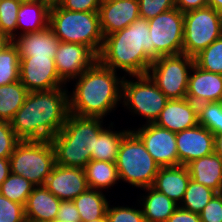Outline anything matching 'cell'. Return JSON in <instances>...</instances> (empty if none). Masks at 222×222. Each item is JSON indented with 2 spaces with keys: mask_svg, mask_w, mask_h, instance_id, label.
<instances>
[{
  "mask_svg": "<svg viewBox=\"0 0 222 222\" xmlns=\"http://www.w3.org/2000/svg\"><path fill=\"white\" fill-rule=\"evenodd\" d=\"M29 92L11 126L20 140H50L64 126L69 114L66 89Z\"/></svg>",
  "mask_w": 222,
  "mask_h": 222,
  "instance_id": "obj_1",
  "label": "cell"
},
{
  "mask_svg": "<svg viewBox=\"0 0 222 222\" xmlns=\"http://www.w3.org/2000/svg\"><path fill=\"white\" fill-rule=\"evenodd\" d=\"M159 57L150 44L148 20L139 17L123 30L104 37L98 61L115 72L122 69L137 76L147 74Z\"/></svg>",
  "mask_w": 222,
  "mask_h": 222,
  "instance_id": "obj_2",
  "label": "cell"
},
{
  "mask_svg": "<svg viewBox=\"0 0 222 222\" xmlns=\"http://www.w3.org/2000/svg\"><path fill=\"white\" fill-rule=\"evenodd\" d=\"M97 61L76 79L69 96V113L79 117L103 119L122 100V78Z\"/></svg>",
  "mask_w": 222,
  "mask_h": 222,
  "instance_id": "obj_3",
  "label": "cell"
},
{
  "mask_svg": "<svg viewBox=\"0 0 222 222\" xmlns=\"http://www.w3.org/2000/svg\"><path fill=\"white\" fill-rule=\"evenodd\" d=\"M101 118L79 117L69 113L64 126L50 139L59 166L85 168L95 150Z\"/></svg>",
  "mask_w": 222,
  "mask_h": 222,
  "instance_id": "obj_4",
  "label": "cell"
},
{
  "mask_svg": "<svg viewBox=\"0 0 222 222\" xmlns=\"http://www.w3.org/2000/svg\"><path fill=\"white\" fill-rule=\"evenodd\" d=\"M49 26L60 42L87 45L99 55L104 42L99 11H69L53 2L49 10Z\"/></svg>",
  "mask_w": 222,
  "mask_h": 222,
  "instance_id": "obj_5",
  "label": "cell"
},
{
  "mask_svg": "<svg viewBox=\"0 0 222 222\" xmlns=\"http://www.w3.org/2000/svg\"><path fill=\"white\" fill-rule=\"evenodd\" d=\"M119 180L137 188L153 185L160 166L147 152L141 139L130 130L122 139L116 159Z\"/></svg>",
  "mask_w": 222,
  "mask_h": 222,
  "instance_id": "obj_6",
  "label": "cell"
},
{
  "mask_svg": "<svg viewBox=\"0 0 222 222\" xmlns=\"http://www.w3.org/2000/svg\"><path fill=\"white\" fill-rule=\"evenodd\" d=\"M9 160L11 173L44 186L55 165V153L50 140H21Z\"/></svg>",
  "mask_w": 222,
  "mask_h": 222,
  "instance_id": "obj_7",
  "label": "cell"
},
{
  "mask_svg": "<svg viewBox=\"0 0 222 222\" xmlns=\"http://www.w3.org/2000/svg\"><path fill=\"white\" fill-rule=\"evenodd\" d=\"M182 53L195 57L222 36V13L204 7L184 13Z\"/></svg>",
  "mask_w": 222,
  "mask_h": 222,
  "instance_id": "obj_8",
  "label": "cell"
},
{
  "mask_svg": "<svg viewBox=\"0 0 222 222\" xmlns=\"http://www.w3.org/2000/svg\"><path fill=\"white\" fill-rule=\"evenodd\" d=\"M193 65L194 58L184 53L160 56L151 63L147 74L168 99H183Z\"/></svg>",
  "mask_w": 222,
  "mask_h": 222,
  "instance_id": "obj_9",
  "label": "cell"
},
{
  "mask_svg": "<svg viewBox=\"0 0 222 222\" xmlns=\"http://www.w3.org/2000/svg\"><path fill=\"white\" fill-rule=\"evenodd\" d=\"M137 81L125 80L122 83L124 105L136 114L143 116L147 123H154L169 100L157 87L148 74L132 76Z\"/></svg>",
  "mask_w": 222,
  "mask_h": 222,
  "instance_id": "obj_10",
  "label": "cell"
},
{
  "mask_svg": "<svg viewBox=\"0 0 222 222\" xmlns=\"http://www.w3.org/2000/svg\"><path fill=\"white\" fill-rule=\"evenodd\" d=\"M150 44L159 56L182 53L184 13L176 7L148 20Z\"/></svg>",
  "mask_w": 222,
  "mask_h": 222,
  "instance_id": "obj_11",
  "label": "cell"
},
{
  "mask_svg": "<svg viewBox=\"0 0 222 222\" xmlns=\"http://www.w3.org/2000/svg\"><path fill=\"white\" fill-rule=\"evenodd\" d=\"M54 58L20 57L19 80L29 92L48 91L66 85L56 71Z\"/></svg>",
  "mask_w": 222,
  "mask_h": 222,
  "instance_id": "obj_12",
  "label": "cell"
},
{
  "mask_svg": "<svg viewBox=\"0 0 222 222\" xmlns=\"http://www.w3.org/2000/svg\"><path fill=\"white\" fill-rule=\"evenodd\" d=\"M132 131L141 139L147 152L160 167L179 165L176 133L155 123H147Z\"/></svg>",
  "mask_w": 222,
  "mask_h": 222,
  "instance_id": "obj_13",
  "label": "cell"
},
{
  "mask_svg": "<svg viewBox=\"0 0 222 222\" xmlns=\"http://www.w3.org/2000/svg\"><path fill=\"white\" fill-rule=\"evenodd\" d=\"M55 67L60 79H76L98 61V55L87 45L60 42L55 54Z\"/></svg>",
  "mask_w": 222,
  "mask_h": 222,
  "instance_id": "obj_14",
  "label": "cell"
},
{
  "mask_svg": "<svg viewBox=\"0 0 222 222\" xmlns=\"http://www.w3.org/2000/svg\"><path fill=\"white\" fill-rule=\"evenodd\" d=\"M44 186L61 201H73L89 189L83 168L54 165Z\"/></svg>",
  "mask_w": 222,
  "mask_h": 222,
  "instance_id": "obj_15",
  "label": "cell"
},
{
  "mask_svg": "<svg viewBox=\"0 0 222 222\" xmlns=\"http://www.w3.org/2000/svg\"><path fill=\"white\" fill-rule=\"evenodd\" d=\"M179 165L214 153V134L202 125L176 133Z\"/></svg>",
  "mask_w": 222,
  "mask_h": 222,
  "instance_id": "obj_16",
  "label": "cell"
},
{
  "mask_svg": "<svg viewBox=\"0 0 222 222\" xmlns=\"http://www.w3.org/2000/svg\"><path fill=\"white\" fill-rule=\"evenodd\" d=\"M103 36L123 30L140 17L138 0L102 2L99 8Z\"/></svg>",
  "mask_w": 222,
  "mask_h": 222,
  "instance_id": "obj_17",
  "label": "cell"
},
{
  "mask_svg": "<svg viewBox=\"0 0 222 222\" xmlns=\"http://www.w3.org/2000/svg\"><path fill=\"white\" fill-rule=\"evenodd\" d=\"M156 125L177 133L198 125V107L187 98L169 99L159 114Z\"/></svg>",
  "mask_w": 222,
  "mask_h": 222,
  "instance_id": "obj_18",
  "label": "cell"
},
{
  "mask_svg": "<svg viewBox=\"0 0 222 222\" xmlns=\"http://www.w3.org/2000/svg\"><path fill=\"white\" fill-rule=\"evenodd\" d=\"M190 73L186 98L195 104L222 101V75L199 68L195 63Z\"/></svg>",
  "mask_w": 222,
  "mask_h": 222,
  "instance_id": "obj_19",
  "label": "cell"
},
{
  "mask_svg": "<svg viewBox=\"0 0 222 222\" xmlns=\"http://www.w3.org/2000/svg\"><path fill=\"white\" fill-rule=\"evenodd\" d=\"M18 36L13 39V43L17 46L20 57H55L60 43L50 26Z\"/></svg>",
  "mask_w": 222,
  "mask_h": 222,
  "instance_id": "obj_20",
  "label": "cell"
},
{
  "mask_svg": "<svg viewBox=\"0 0 222 222\" xmlns=\"http://www.w3.org/2000/svg\"><path fill=\"white\" fill-rule=\"evenodd\" d=\"M61 200L45 186H35L24 206L27 222L56 220Z\"/></svg>",
  "mask_w": 222,
  "mask_h": 222,
  "instance_id": "obj_21",
  "label": "cell"
},
{
  "mask_svg": "<svg viewBox=\"0 0 222 222\" xmlns=\"http://www.w3.org/2000/svg\"><path fill=\"white\" fill-rule=\"evenodd\" d=\"M190 180L187 166L160 167L152 187L180 204Z\"/></svg>",
  "mask_w": 222,
  "mask_h": 222,
  "instance_id": "obj_22",
  "label": "cell"
},
{
  "mask_svg": "<svg viewBox=\"0 0 222 222\" xmlns=\"http://www.w3.org/2000/svg\"><path fill=\"white\" fill-rule=\"evenodd\" d=\"M190 177L220 193L222 188V158L214 153L192 160L187 165Z\"/></svg>",
  "mask_w": 222,
  "mask_h": 222,
  "instance_id": "obj_23",
  "label": "cell"
},
{
  "mask_svg": "<svg viewBox=\"0 0 222 222\" xmlns=\"http://www.w3.org/2000/svg\"><path fill=\"white\" fill-rule=\"evenodd\" d=\"M51 4L49 0L21 3L17 18V29L23 28L21 34L41 31L49 26Z\"/></svg>",
  "mask_w": 222,
  "mask_h": 222,
  "instance_id": "obj_24",
  "label": "cell"
},
{
  "mask_svg": "<svg viewBox=\"0 0 222 222\" xmlns=\"http://www.w3.org/2000/svg\"><path fill=\"white\" fill-rule=\"evenodd\" d=\"M149 193L143 201V215L145 222H166L179 204L168 198L163 193L157 191L152 186L143 188Z\"/></svg>",
  "mask_w": 222,
  "mask_h": 222,
  "instance_id": "obj_25",
  "label": "cell"
},
{
  "mask_svg": "<svg viewBox=\"0 0 222 222\" xmlns=\"http://www.w3.org/2000/svg\"><path fill=\"white\" fill-rule=\"evenodd\" d=\"M29 91L20 80L0 86V121L11 122Z\"/></svg>",
  "mask_w": 222,
  "mask_h": 222,
  "instance_id": "obj_26",
  "label": "cell"
},
{
  "mask_svg": "<svg viewBox=\"0 0 222 222\" xmlns=\"http://www.w3.org/2000/svg\"><path fill=\"white\" fill-rule=\"evenodd\" d=\"M84 170L89 189H106L119 181L115 162L90 160Z\"/></svg>",
  "mask_w": 222,
  "mask_h": 222,
  "instance_id": "obj_27",
  "label": "cell"
},
{
  "mask_svg": "<svg viewBox=\"0 0 222 222\" xmlns=\"http://www.w3.org/2000/svg\"><path fill=\"white\" fill-rule=\"evenodd\" d=\"M73 202L80 214L81 222L103 218L109 205L103 192L95 189H88L77 196Z\"/></svg>",
  "mask_w": 222,
  "mask_h": 222,
  "instance_id": "obj_28",
  "label": "cell"
},
{
  "mask_svg": "<svg viewBox=\"0 0 222 222\" xmlns=\"http://www.w3.org/2000/svg\"><path fill=\"white\" fill-rule=\"evenodd\" d=\"M130 130L113 132L111 129H103L97 136L95 150L91 154V160L115 162L119 147L124 136Z\"/></svg>",
  "mask_w": 222,
  "mask_h": 222,
  "instance_id": "obj_29",
  "label": "cell"
},
{
  "mask_svg": "<svg viewBox=\"0 0 222 222\" xmlns=\"http://www.w3.org/2000/svg\"><path fill=\"white\" fill-rule=\"evenodd\" d=\"M217 192L200 183L190 180L179 207L200 213Z\"/></svg>",
  "mask_w": 222,
  "mask_h": 222,
  "instance_id": "obj_30",
  "label": "cell"
},
{
  "mask_svg": "<svg viewBox=\"0 0 222 222\" xmlns=\"http://www.w3.org/2000/svg\"><path fill=\"white\" fill-rule=\"evenodd\" d=\"M35 185L25 177L10 173L0 185V194L9 200L25 206Z\"/></svg>",
  "mask_w": 222,
  "mask_h": 222,
  "instance_id": "obj_31",
  "label": "cell"
},
{
  "mask_svg": "<svg viewBox=\"0 0 222 222\" xmlns=\"http://www.w3.org/2000/svg\"><path fill=\"white\" fill-rule=\"evenodd\" d=\"M20 55L12 43L0 53V86L19 80Z\"/></svg>",
  "mask_w": 222,
  "mask_h": 222,
  "instance_id": "obj_32",
  "label": "cell"
},
{
  "mask_svg": "<svg viewBox=\"0 0 222 222\" xmlns=\"http://www.w3.org/2000/svg\"><path fill=\"white\" fill-rule=\"evenodd\" d=\"M198 124L215 135L222 134V101L205 102L197 105Z\"/></svg>",
  "mask_w": 222,
  "mask_h": 222,
  "instance_id": "obj_33",
  "label": "cell"
},
{
  "mask_svg": "<svg viewBox=\"0 0 222 222\" xmlns=\"http://www.w3.org/2000/svg\"><path fill=\"white\" fill-rule=\"evenodd\" d=\"M201 69L222 75V36L194 57Z\"/></svg>",
  "mask_w": 222,
  "mask_h": 222,
  "instance_id": "obj_34",
  "label": "cell"
},
{
  "mask_svg": "<svg viewBox=\"0 0 222 222\" xmlns=\"http://www.w3.org/2000/svg\"><path fill=\"white\" fill-rule=\"evenodd\" d=\"M21 2L0 0V30L12 39L17 37V18Z\"/></svg>",
  "mask_w": 222,
  "mask_h": 222,
  "instance_id": "obj_35",
  "label": "cell"
},
{
  "mask_svg": "<svg viewBox=\"0 0 222 222\" xmlns=\"http://www.w3.org/2000/svg\"><path fill=\"white\" fill-rule=\"evenodd\" d=\"M106 216L108 222H145L143 211L130 207L108 205Z\"/></svg>",
  "mask_w": 222,
  "mask_h": 222,
  "instance_id": "obj_36",
  "label": "cell"
},
{
  "mask_svg": "<svg viewBox=\"0 0 222 222\" xmlns=\"http://www.w3.org/2000/svg\"><path fill=\"white\" fill-rule=\"evenodd\" d=\"M0 222H27L24 205L13 202L0 194Z\"/></svg>",
  "mask_w": 222,
  "mask_h": 222,
  "instance_id": "obj_37",
  "label": "cell"
},
{
  "mask_svg": "<svg viewBox=\"0 0 222 222\" xmlns=\"http://www.w3.org/2000/svg\"><path fill=\"white\" fill-rule=\"evenodd\" d=\"M140 17L147 20L175 8V0H138Z\"/></svg>",
  "mask_w": 222,
  "mask_h": 222,
  "instance_id": "obj_38",
  "label": "cell"
},
{
  "mask_svg": "<svg viewBox=\"0 0 222 222\" xmlns=\"http://www.w3.org/2000/svg\"><path fill=\"white\" fill-rule=\"evenodd\" d=\"M20 141L11 122L0 121V158H9Z\"/></svg>",
  "mask_w": 222,
  "mask_h": 222,
  "instance_id": "obj_39",
  "label": "cell"
},
{
  "mask_svg": "<svg viewBox=\"0 0 222 222\" xmlns=\"http://www.w3.org/2000/svg\"><path fill=\"white\" fill-rule=\"evenodd\" d=\"M199 215L201 222H222V195L216 193Z\"/></svg>",
  "mask_w": 222,
  "mask_h": 222,
  "instance_id": "obj_40",
  "label": "cell"
},
{
  "mask_svg": "<svg viewBox=\"0 0 222 222\" xmlns=\"http://www.w3.org/2000/svg\"><path fill=\"white\" fill-rule=\"evenodd\" d=\"M62 8L69 11L93 12L99 11L101 0H57Z\"/></svg>",
  "mask_w": 222,
  "mask_h": 222,
  "instance_id": "obj_41",
  "label": "cell"
},
{
  "mask_svg": "<svg viewBox=\"0 0 222 222\" xmlns=\"http://www.w3.org/2000/svg\"><path fill=\"white\" fill-rule=\"evenodd\" d=\"M64 222H81L80 214L73 201L64 200L60 202L57 218Z\"/></svg>",
  "mask_w": 222,
  "mask_h": 222,
  "instance_id": "obj_42",
  "label": "cell"
},
{
  "mask_svg": "<svg viewBox=\"0 0 222 222\" xmlns=\"http://www.w3.org/2000/svg\"><path fill=\"white\" fill-rule=\"evenodd\" d=\"M166 222H201L200 215L178 207Z\"/></svg>",
  "mask_w": 222,
  "mask_h": 222,
  "instance_id": "obj_43",
  "label": "cell"
},
{
  "mask_svg": "<svg viewBox=\"0 0 222 222\" xmlns=\"http://www.w3.org/2000/svg\"><path fill=\"white\" fill-rule=\"evenodd\" d=\"M175 6L182 13L208 6V0H175Z\"/></svg>",
  "mask_w": 222,
  "mask_h": 222,
  "instance_id": "obj_44",
  "label": "cell"
},
{
  "mask_svg": "<svg viewBox=\"0 0 222 222\" xmlns=\"http://www.w3.org/2000/svg\"><path fill=\"white\" fill-rule=\"evenodd\" d=\"M10 160L9 158H0V185L10 175Z\"/></svg>",
  "mask_w": 222,
  "mask_h": 222,
  "instance_id": "obj_45",
  "label": "cell"
},
{
  "mask_svg": "<svg viewBox=\"0 0 222 222\" xmlns=\"http://www.w3.org/2000/svg\"><path fill=\"white\" fill-rule=\"evenodd\" d=\"M13 43V39L0 30V53Z\"/></svg>",
  "mask_w": 222,
  "mask_h": 222,
  "instance_id": "obj_46",
  "label": "cell"
},
{
  "mask_svg": "<svg viewBox=\"0 0 222 222\" xmlns=\"http://www.w3.org/2000/svg\"><path fill=\"white\" fill-rule=\"evenodd\" d=\"M214 152L222 158V134L214 136Z\"/></svg>",
  "mask_w": 222,
  "mask_h": 222,
  "instance_id": "obj_47",
  "label": "cell"
},
{
  "mask_svg": "<svg viewBox=\"0 0 222 222\" xmlns=\"http://www.w3.org/2000/svg\"><path fill=\"white\" fill-rule=\"evenodd\" d=\"M208 6L222 13V0H208Z\"/></svg>",
  "mask_w": 222,
  "mask_h": 222,
  "instance_id": "obj_48",
  "label": "cell"
},
{
  "mask_svg": "<svg viewBox=\"0 0 222 222\" xmlns=\"http://www.w3.org/2000/svg\"><path fill=\"white\" fill-rule=\"evenodd\" d=\"M87 222H108V220H107V216L105 215L103 218H98L96 220H90Z\"/></svg>",
  "mask_w": 222,
  "mask_h": 222,
  "instance_id": "obj_49",
  "label": "cell"
},
{
  "mask_svg": "<svg viewBox=\"0 0 222 222\" xmlns=\"http://www.w3.org/2000/svg\"><path fill=\"white\" fill-rule=\"evenodd\" d=\"M21 3H27V2H35V1H39V0H18Z\"/></svg>",
  "mask_w": 222,
  "mask_h": 222,
  "instance_id": "obj_50",
  "label": "cell"
},
{
  "mask_svg": "<svg viewBox=\"0 0 222 222\" xmlns=\"http://www.w3.org/2000/svg\"><path fill=\"white\" fill-rule=\"evenodd\" d=\"M109 1H116V0H101V2H109Z\"/></svg>",
  "mask_w": 222,
  "mask_h": 222,
  "instance_id": "obj_51",
  "label": "cell"
},
{
  "mask_svg": "<svg viewBox=\"0 0 222 222\" xmlns=\"http://www.w3.org/2000/svg\"><path fill=\"white\" fill-rule=\"evenodd\" d=\"M50 222H64V221H60V220L56 219V220H53V221H50Z\"/></svg>",
  "mask_w": 222,
  "mask_h": 222,
  "instance_id": "obj_52",
  "label": "cell"
},
{
  "mask_svg": "<svg viewBox=\"0 0 222 222\" xmlns=\"http://www.w3.org/2000/svg\"><path fill=\"white\" fill-rule=\"evenodd\" d=\"M51 3L56 2L57 0H49Z\"/></svg>",
  "mask_w": 222,
  "mask_h": 222,
  "instance_id": "obj_53",
  "label": "cell"
}]
</instances>
